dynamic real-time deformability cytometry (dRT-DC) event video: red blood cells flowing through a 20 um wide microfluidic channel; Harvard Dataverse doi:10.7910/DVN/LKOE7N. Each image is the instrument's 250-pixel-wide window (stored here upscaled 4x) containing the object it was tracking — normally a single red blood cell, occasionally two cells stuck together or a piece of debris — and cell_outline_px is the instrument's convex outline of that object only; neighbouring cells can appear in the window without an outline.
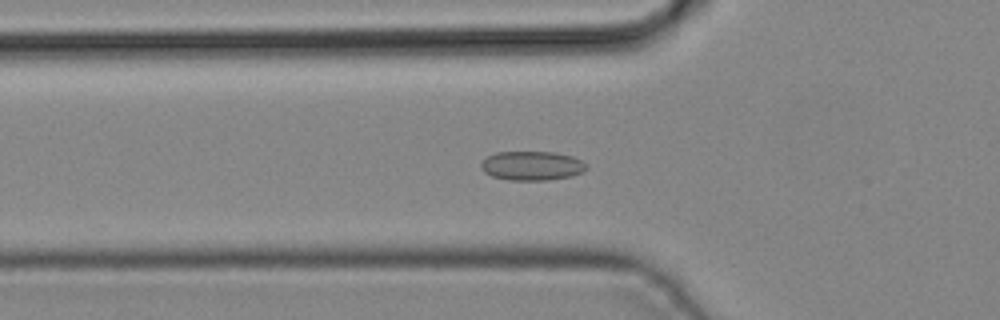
{"species": "common noctule bat (a hibernating species)", "species_latin": "Nyctalus noctula", "temperature_condition": "cold", "stored_images_in_passage": 8, "camera_frame_rate_fps": 3000, "um_per_image_px": 0.085, "animal": {"sex": "male", "body_mass_g": 19.2, "forearm_length_mm": 51.8}, "frame": {"image": 1, "passage_image": 6, "time_ms": 1.667, "image_size_px": [1000, 320], "cell_outline_px": [[588, 168], [572, 176], [548, 180], [508, 180], [492, 176], [484, 172], [480, 168], [480, 164], [488, 156], [496, 152], [552, 152], [572, 156], [588, 164]], "centroid_in_image_um": [45.21, 14.09], "position_along_channel_um": 80.6, "area_um2": 17.92}}